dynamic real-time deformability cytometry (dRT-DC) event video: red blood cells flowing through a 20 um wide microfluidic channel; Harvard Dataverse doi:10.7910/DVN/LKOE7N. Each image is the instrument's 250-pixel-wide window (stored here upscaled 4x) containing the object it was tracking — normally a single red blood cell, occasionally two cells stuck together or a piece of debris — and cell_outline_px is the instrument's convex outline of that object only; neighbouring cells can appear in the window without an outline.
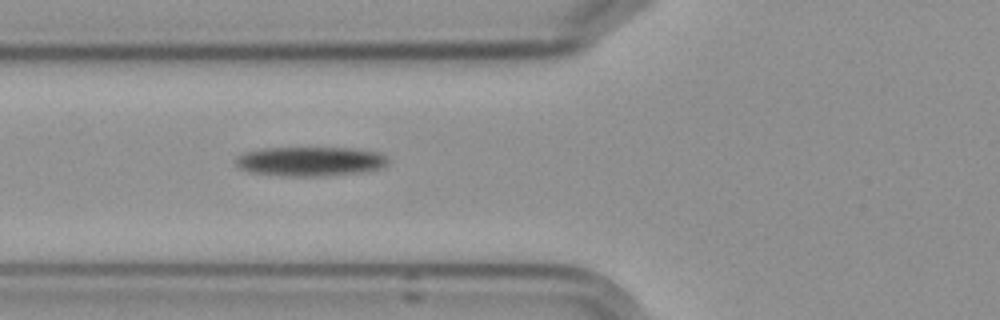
{"species": "Egyptian fruit bat (a non-hibernating species)", "species_latin": "Rousettus aegyptiacus", "temperature_condition": "cold", "stored_images_in_passage": 5, "camera_frame_rate_fps": 3000, "um_per_image_px": 0.085, "frame": {"image": 1, "passage_image": 5, "time_ms": 5.333, "image_size_px": [1000, 320], "cell_outline_px": [[388, 164], [380, 168], [364, 172], [320, 176], [284, 176], [248, 172], [240, 168], [236, 164], [236, 156], [244, 152], [260, 148], [352, 148], [380, 152], [388, 156]], "centroid_in_image_um": [26.38, 13.71], "position_along_channel_um": 99.4, "area_um2": 26.36}}